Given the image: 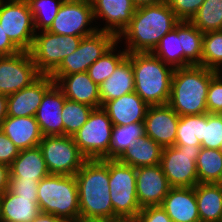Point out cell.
Segmentation results:
<instances>
[{"mask_svg":"<svg viewBox=\"0 0 222 222\" xmlns=\"http://www.w3.org/2000/svg\"><path fill=\"white\" fill-rule=\"evenodd\" d=\"M78 185L81 220H112L108 159H87L74 175Z\"/></svg>","mask_w":222,"mask_h":222,"instance_id":"6da1fadb","label":"cell"},{"mask_svg":"<svg viewBox=\"0 0 222 222\" xmlns=\"http://www.w3.org/2000/svg\"><path fill=\"white\" fill-rule=\"evenodd\" d=\"M180 21L167 2L136 8L132 20L118 36L127 39L128 53H146L153 50L161 39Z\"/></svg>","mask_w":222,"mask_h":222,"instance_id":"7a4b0ae2","label":"cell"},{"mask_svg":"<svg viewBox=\"0 0 222 222\" xmlns=\"http://www.w3.org/2000/svg\"><path fill=\"white\" fill-rule=\"evenodd\" d=\"M217 73L201 65L175 68L168 105L179 116L208 113V88Z\"/></svg>","mask_w":222,"mask_h":222,"instance_id":"3957f363","label":"cell"},{"mask_svg":"<svg viewBox=\"0 0 222 222\" xmlns=\"http://www.w3.org/2000/svg\"><path fill=\"white\" fill-rule=\"evenodd\" d=\"M134 73V91L149 106L168 104L174 68L152 52L128 53Z\"/></svg>","mask_w":222,"mask_h":222,"instance_id":"277c9868","label":"cell"},{"mask_svg":"<svg viewBox=\"0 0 222 222\" xmlns=\"http://www.w3.org/2000/svg\"><path fill=\"white\" fill-rule=\"evenodd\" d=\"M39 209L66 222L80 219L78 185L74 175L50 174L38 182Z\"/></svg>","mask_w":222,"mask_h":222,"instance_id":"5b68a950","label":"cell"},{"mask_svg":"<svg viewBox=\"0 0 222 222\" xmlns=\"http://www.w3.org/2000/svg\"><path fill=\"white\" fill-rule=\"evenodd\" d=\"M110 197L118 218L135 219L142 209L137 200L136 168L108 159Z\"/></svg>","mask_w":222,"mask_h":222,"instance_id":"8992f818","label":"cell"},{"mask_svg":"<svg viewBox=\"0 0 222 222\" xmlns=\"http://www.w3.org/2000/svg\"><path fill=\"white\" fill-rule=\"evenodd\" d=\"M41 33L34 36L29 53L38 72L41 75H51L63 59L78 48L83 37L58 35L47 30Z\"/></svg>","mask_w":222,"mask_h":222,"instance_id":"52a82bcc","label":"cell"},{"mask_svg":"<svg viewBox=\"0 0 222 222\" xmlns=\"http://www.w3.org/2000/svg\"><path fill=\"white\" fill-rule=\"evenodd\" d=\"M113 124L106 111L93 108L86 123L72 138L87 159H103L108 153Z\"/></svg>","mask_w":222,"mask_h":222,"instance_id":"ba28073f","label":"cell"},{"mask_svg":"<svg viewBox=\"0 0 222 222\" xmlns=\"http://www.w3.org/2000/svg\"><path fill=\"white\" fill-rule=\"evenodd\" d=\"M201 146L165 147L160 165L170 187H195L198 182L196 162Z\"/></svg>","mask_w":222,"mask_h":222,"instance_id":"9c48e42d","label":"cell"},{"mask_svg":"<svg viewBox=\"0 0 222 222\" xmlns=\"http://www.w3.org/2000/svg\"><path fill=\"white\" fill-rule=\"evenodd\" d=\"M116 43L118 37L115 34L97 30L92 35L83 37L78 48L66 56L50 76L87 72L88 68Z\"/></svg>","mask_w":222,"mask_h":222,"instance_id":"30bf717a","label":"cell"},{"mask_svg":"<svg viewBox=\"0 0 222 222\" xmlns=\"http://www.w3.org/2000/svg\"><path fill=\"white\" fill-rule=\"evenodd\" d=\"M39 148L50 174L75 175L87 160L72 136H43Z\"/></svg>","mask_w":222,"mask_h":222,"instance_id":"8fae6325","label":"cell"},{"mask_svg":"<svg viewBox=\"0 0 222 222\" xmlns=\"http://www.w3.org/2000/svg\"><path fill=\"white\" fill-rule=\"evenodd\" d=\"M0 0V26L21 50L29 52L36 35L27 0Z\"/></svg>","mask_w":222,"mask_h":222,"instance_id":"7c38bea8","label":"cell"},{"mask_svg":"<svg viewBox=\"0 0 222 222\" xmlns=\"http://www.w3.org/2000/svg\"><path fill=\"white\" fill-rule=\"evenodd\" d=\"M41 74L27 51L0 56V94L9 96L30 86Z\"/></svg>","mask_w":222,"mask_h":222,"instance_id":"4fadbf2b","label":"cell"},{"mask_svg":"<svg viewBox=\"0 0 222 222\" xmlns=\"http://www.w3.org/2000/svg\"><path fill=\"white\" fill-rule=\"evenodd\" d=\"M94 20L92 4L83 1L63 2L52 25L47 30L58 35L86 37L98 28L86 26Z\"/></svg>","mask_w":222,"mask_h":222,"instance_id":"5bb4252c","label":"cell"},{"mask_svg":"<svg viewBox=\"0 0 222 222\" xmlns=\"http://www.w3.org/2000/svg\"><path fill=\"white\" fill-rule=\"evenodd\" d=\"M179 118L168 104L149 106L144 119L145 134L162 148L174 146Z\"/></svg>","mask_w":222,"mask_h":222,"instance_id":"9a60e30c","label":"cell"},{"mask_svg":"<svg viewBox=\"0 0 222 222\" xmlns=\"http://www.w3.org/2000/svg\"><path fill=\"white\" fill-rule=\"evenodd\" d=\"M170 188L160 164L136 168V192L141 208L161 206Z\"/></svg>","mask_w":222,"mask_h":222,"instance_id":"2e32d148","label":"cell"},{"mask_svg":"<svg viewBox=\"0 0 222 222\" xmlns=\"http://www.w3.org/2000/svg\"><path fill=\"white\" fill-rule=\"evenodd\" d=\"M55 84L50 75H41L30 86L8 97L7 116H35L44 94Z\"/></svg>","mask_w":222,"mask_h":222,"instance_id":"e0dca14e","label":"cell"},{"mask_svg":"<svg viewBox=\"0 0 222 222\" xmlns=\"http://www.w3.org/2000/svg\"><path fill=\"white\" fill-rule=\"evenodd\" d=\"M51 78L68 100L83 103L93 108L101 107L99 86L94 83L87 72L51 76Z\"/></svg>","mask_w":222,"mask_h":222,"instance_id":"ac0fdd59","label":"cell"},{"mask_svg":"<svg viewBox=\"0 0 222 222\" xmlns=\"http://www.w3.org/2000/svg\"><path fill=\"white\" fill-rule=\"evenodd\" d=\"M67 98L54 84L43 96L35 119L43 136H63L62 108Z\"/></svg>","mask_w":222,"mask_h":222,"instance_id":"d6986e66","label":"cell"},{"mask_svg":"<svg viewBox=\"0 0 222 222\" xmlns=\"http://www.w3.org/2000/svg\"><path fill=\"white\" fill-rule=\"evenodd\" d=\"M94 18L102 17L108 23L98 31H107L117 37L132 20L136 7L131 0H92Z\"/></svg>","mask_w":222,"mask_h":222,"instance_id":"ffe728a7","label":"cell"},{"mask_svg":"<svg viewBox=\"0 0 222 222\" xmlns=\"http://www.w3.org/2000/svg\"><path fill=\"white\" fill-rule=\"evenodd\" d=\"M161 206L173 222H200L195 187H171Z\"/></svg>","mask_w":222,"mask_h":222,"instance_id":"44dd1931","label":"cell"},{"mask_svg":"<svg viewBox=\"0 0 222 222\" xmlns=\"http://www.w3.org/2000/svg\"><path fill=\"white\" fill-rule=\"evenodd\" d=\"M148 107L135 91L106 101L102 105L113 125L144 122Z\"/></svg>","mask_w":222,"mask_h":222,"instance_id":"7402d4cb","label":"cell"},{"mask_svg":"<svg viewBox=\"0 0 222 222\" xmlns=\"http://www.w3.org/2000/svg\"><path fill=\"white\" fill-rule=\"evenodd\" d=\"M0 129L20 151L38 147L43 138L35 116H7Z\"/></svg>","mask_w":222,"mask_h":222,"instance_id":"603a6c76","label":"cell"},{"mask_svg":"<svg viewBox=\"0 0 222 222\" xmlns=\"http://www.w3.org/2000/svg\"><path fill=\"white\" fill-rule=\"evenodd\" d=\"M41 213L38 198L20 197L9 190L0 195V220L32 222Z\"/></svg>","mask_w":222,"mask_h":222,"instance_id":"cb8c5ba5","label":"cell"},{"mask_svg":"<svg viewBox=\"0 0 222 222\" xmlns=\"http://www.w3.org/2000/svg\"><path fill=\"white\" fill-rule=\"evenodd\" d=\"M9 172V177L22 180L40 181L50 175L39 146L21 150L9 166Z\"/></svg>","mask_w":222,"mask_h":222,"instance_id":"d4e9b609","label":"cell"},{"mask_svg":"<svg viewBox=\"0 0 222 222\" xmlns=\"http://www.w3.org/2000/svg\"><path fill=\"white\" fill-rule=\"evenodd\" d=\"M134 92V73L131 61L126 57L101 85V107L106 101Z\"/></svg>","mask_w":222,"mask_h":222,"instance_id":"484cf974","label":"cell"},{"mask_svg":"<svg viewBox=\"0 0 222 222\" xmlns=\"http://www.w3.org/2000/svg\"><path fill=\"white\" fill-rule=\"evenodd\" d=\"M195 196L201 222H222V186L218 183H198Z\"/></svg>","mask_w":222,"mask_h":222,"instance_id":"4316f807","label":"cell"},{"mask_svg":"<svg viewBox=\"0 0 222 222\" xmlns=\"http://www.w3.org/2000/svg\"><path fill=\"white\" fill-rule=\"evenodd\" d=\"M162 150L158 143L145 134L130 145L118 160L135 168L159 165Z\"/></svg>","mask_w":222,"mask_h":222,"instance_id":"83f0119b","label":"cell"},{"mask_svg":"<svg viewBox=\"0 0 222 222\" xmlns=\"http://www.w3.org/2000/svg\"><path fill=\"white\" fill-rule=\"evenodd\" d=\"M144 135V122L113 125L109 153L103 159H118L130 145Z\"/></svg>","mask_w":222,"mask_h":222,"instance_id":"f1b7e54d","label":"cell"},{"mask_svg":"<svg viewBox=\"0 0 222 222\" xmlns=\"http://www.w3.org/2000/svg\"><path fill=\"white\" fill-rule=\"evenodd\" d=\"M181 43V21L167 33L153 50V54L171 67H184V51Z\"/></svg>","mask_w":222,"mask_h":222,"instance_id":"f546056e","label":"cell"},{"mask_svg":"<svg viewBox=\"0 0 222 222\" xmlns=\"http://www.w3.org/2000/svg\"><path fill=\"white\" fill-rule=\"evenodd\" d=\"M196 170L199 183H218L222 175V150L201 147Z\"/></svg>","mask_w":222,"mask_h":222,"instance_id":"4dcf8cb0","label":"cell"},{"mask_svg":"<svg viewBox=\"0 0 222 222\" xmlns=\"http://www.w3.org/2000/svg\"><path fill=\"white\" fill-rule=\"evenodd\" d=\"M204 33L191 22L181 21V43L184 51V67L201 65Z\"/></svg>","mask_w":222,"mask_h":222,"instance_id":"1f68e13d","label":"cell"},{"mask_svg":"<svg viewBox=\"0 0 222 222\" xmlns=\"http://www.w3.org/2000/svg\"><path fill=\"white\" fill-rule=\"evenodd\" d=\"M204 131V113L180 116L176 130L175 146H201Z\"/></svg>","mask_w":222,"mask_h":222,"instance_id":"d6a6232c","label":"cell"},{"mask_svg":"<svg viewBox=\"0 0 222 222\" xmlns=\"http://www.w3.org/2000/svg\"><path fill=\"white\" fill-rule=\"evenodd\" d=\"M190 22L203 33L222 30V0H205Z\"/></svg>","mask_w":222,"mask_h":222,"instance_id":"836d02e7","label":"cell"},{"mask_svg":"<svg viewBox=\"0 0 222 222\" xmlns=\"http://www.w3.org/2000/svg\"><path fill=\"white\" fill-rule=\"evenodd\" d=\"M112 46L103 56L97 59L87 70L89 77L98 86L101 85L111 74L115 71L116 67L127 57L126 50H120V53L113 54L115 46Z\"/></svg>","mask_w":222,"mask_h":222,"instance_id":"e575fe53","label":"cell"},{"mask_svg":"<svg viewBox=\"0 0 222 222\" xmlns=\"http://www.w3.org/2000/svg\"><path fill=\"white\" fill-rule=\"evenodd\" d=\"M93 107L66 99L62 108L64 135L73 136L87 121Z\"/></svg>","mask_w":222,"mask_h":222,"instance_id":"d590c367","label":"cell"},{"mask_svg":"<svg viewBox=\"0 0 222 222\" xmlns=\"http://www.w3.org/2000/svg\"><path fill=\"white\" fill-rule=\"evenodd\" d=\"M222 64V30L204 33L201 66L216 72Z\"/></svg>","mask_w":222,"mask_h":222,"instance_id":"8d00e7d4","label":"cell"},{"mask_svg":"<svg viewBox=\"0 0 222 222\" xmlns=\"http://www.w3.org/2000/svg\"><path fill=\"white\" fill-rule=\"evenodd\" d=\"M32 12L35 31L48 30L63 3L61 0H27ZM37 28V29H36Z\"/></svg>","mask_w":222,"mask_h":222,"instance_id":"74e56055","label":"cell"},{"mask_svg":"<svg viewBox=\"0 0 222 222\" xmlns=\"http://www.w3.org/2000/svg\"><path fill=\"white\" fill-rule=\"evenodd\" d=\"M222 145V114L204 113V131L201 147L221 149Z\"/></svg>","mask_w":222,"mask_h":222,"instance_id":"f35d334b","label":"cell"},{"mask_svg":"<svg viewBox=\"0 0 222 222\" xmlns=\"http://www.w3.org/2000/svg\"><path fill=\"white\" fill-rule=\"evenodd\" d=\"M205 0H166L179 21H188L195 16Z\"/></svg>","mask_w":222,"mask_h":222,"instance_id":"ab89813d","label":"cell"},{"mask_svg":"<svg viewBox=\"0 0 222 222\" xmlns=\"http://www.w3.org/2000/svg\"><path fill=\"white\" fill-rule=\"evenodd\" d=\"M218 72L210 81L207 93L208 113L222 114V76Z\"/></svg>","mask_w":222,"mask_h":222,"instance_id":"60d3db41","label":"cell"},{"mask_svg":"<svg viewBox=\"0 0 222 222\" xmlns=\"http://www.w3.org/2000/svg\"><path fill=\"white\" fill-rule=\"evenodd\" d=\"M38 180H22L9 177L8 190L20 197L25 198H38Z\"/></svg>","mask_w":222,"mask_h":222,"instance_id":"b9f144b4","label":"cell"},{"mask_svg":"<svg viewBox=\"0 0 222 222\" xmlns=\"http://www.w3.org/2000/svg\"><path fill=\"white\" fill-rule=\"evenodd\" d=\"M135 222H173L162 206H148L140 210Z\"/></svg>","mask_w":222,"mask_h":222,"instance_id":"7bdbcfd3","label":"cell"},{"mask_svg":"<svg viewBox=\"0 0 222 222\" xmlns=\"http://www.w3.org/2000/svg\"><path fill=\"white\" fill-rule=\"evenodd\" d=\"M20 150L0 129V163L10 166Z\"/></svg>","mask_w":222,"mask_h":222,"instance_id":"ee69618b","label":"cell"},{"mask_svg":"<svg viewBox=\"0 0 222 222\" xmlns=\"http://www.w3.org/2000/svg\"><path fill=\"white\" fill-rule=\"evenodd\" d=\"M21 52V50L9 39L0 26V56H9Z\"/></svg>","mask_w":222,"mask_h":222,"instance_id":"f6af8a7d","label":"cell"},{"mask_svg":"<svg viewBox=\"0 0 222 222\" xmlns=\"http://www.w3.org/2000/svg\"><path fill=\"white\" fill-rule=\"evenodd\" d=\"M9 166L0 163V195L9 188Z\"/></svg>","mask_w":222,"mask_h":222,"instance_id":"bcb514c9","label":"cell"},{"mask_svg":"<svg viewBox=\"0 0 222 222\" xmlns=\"http://www.w3.org/2000/svg\"><path fill=\"white\" fill-rule=\"evenodd\" d=\"M32 222H66L64 219L54 216L53 214L41 212Z\"/></svg>","mask_w":222,"mask_h":222,"instance_id":"7dc6e473","label":"cell"},{"mask_svg":"<svg viewBox=\"0 0 222 222\" xmlns=\"http://www.w3.org/2000/svg\"><path fill=\"white\" fill-rule=\"evenodd\" d=\"M7 104H8V97L6 95L0 94V128L2 122L7 117Z\"/></svg>","mask_w":222,"mask_h":222,"instance_id":"c3c4849f","label":"cell"},{"mask_svg":"<svg viewBox=\"0 0 222 222\" xmlns=\"http://www.w3.org/2000/svg\"><path fill=\"white\" fill-rule=\"evenodd\" d=\"M136 8L142 6L157 5L166 2V0H131Z\"/></svg>","mask_w":222,"mask_h":222,"instance_id":"681fc988","label":"cell"},{"mask_svg":"<svg viewBox=\"0 0 222 222\" xmlns=\"http://www.w3.org/2000/svg\"><path fill=\"white\" fill-rule=\"evenodd\" d=\"M98 222H135V221L130 218H117L112 220H100Z\"/></svg>","mask_w":222,"mask_h":222,"instance_id":"f907efd6","label":"cell"},{"mask_svg":"<svg viewBox=\"0 0 222 222\" xmlns=\"http://www.w3.org/2000/svg\"><path fill=\"white\" fill-rule=\"evenodd\" d=\"M61 1H63V2H67V1H83V2H90L91 3V1L92 0H61Z\"/></svg>","mask_w":222,"mask_h":222,"instance_id":"816d5d0a","label":"cell"},{"mask_svg":"<svg viewBox=\"0 0 222 222\" xmlns=\"http://www.w3.org/2000/svg\"><path fill=\"white\" fill-rule=\"evenodd\" d=\"M72 222H98V221H91V220H81V219H78V220H75V221H72Z\"/></svg>","mask_w":222,"mask_h":222,"instance_id":"f5cc1de1","label":"cell"},{"mask_svg":"<svg viewBox=\"0 0 222 222\" xmlns=\"http://www.w3.org/2000/svg\"><path fill=\"white\" fill-rule=\"evenodd\" d=\"M218 184L222 186V175H221V178H220Z\"/></svg>","mask_w":222,"mask_h":222,"instance_id":"db71d44e","label":"cell"}]
</instances>
